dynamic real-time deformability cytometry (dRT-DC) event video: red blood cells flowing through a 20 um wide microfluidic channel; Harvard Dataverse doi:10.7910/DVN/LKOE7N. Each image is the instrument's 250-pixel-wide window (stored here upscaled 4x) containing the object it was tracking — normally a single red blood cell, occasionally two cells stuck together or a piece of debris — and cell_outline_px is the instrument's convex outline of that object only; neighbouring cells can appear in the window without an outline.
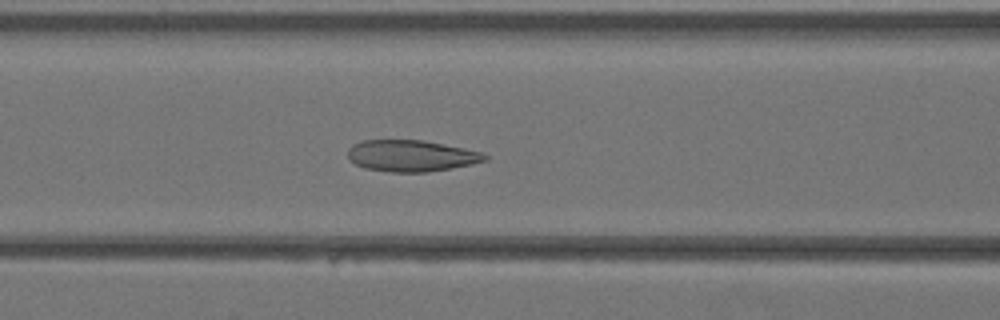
{"species": "Egyptian fruit bat (a non-hibernating species)", "species_latin": "Rousettus aegyptiacus", "temperature_condition": "warm", "stored_images_in_passage": 39, "camera_frame_rate_fps": 3000, "um_per_image_px": 0.085, "animal": {"sex": "female"}, "frame": {"image": 1, "passage_image": 16, "time_ms": 5.0, "image_size_px": [1000, 320], "cell_outline_px": [[488, 160], [472, 164], [428, 172], [388, 172], [364, 168], [356, 164], [348, 156], [348, 148], [352, 144], [364, 140], [424, 140], [464, 148], [480, 152], [488, 156]], "centroid_in_image_um": [34.95, 13.24], "position_along_channel_um": 131.7, "area_um2": 25.09}}
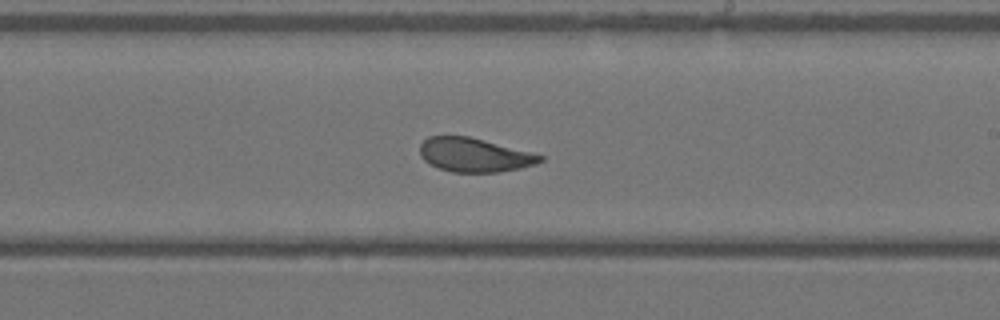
{"frame": {"image": 2, "passage_image": 23, "time_ms": 7.333, "image_size_px": [1000, 320], "cell_outline_px": [[544, 160], [536, 164], [520, 168], [496, 172], [452, 172], [440, 168], [424, 160], [420, 156], [420, 144], [428, 136], [468, 136], [532, 152], [544, 156]], "centroid_in_image_um": [40.33, 13.16], "position_along_channel_um": 248.7, "area_um2": 23.64}}
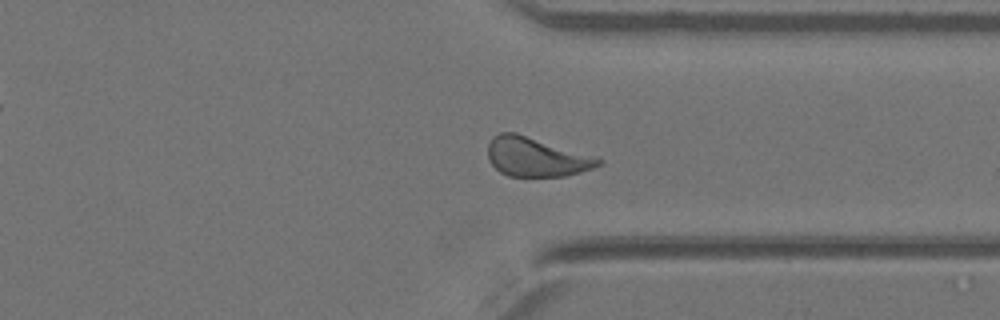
{"frame": {"image": 3, "passage_image": 30, "time_ms": 9.667, "image_size_px": [1000, 320], "cell_outline_px": [[604, 164], [580, 172], [564, 176], [508, 176], [500, 172], [492, 164], [488, 156], [488, 144], [492, 136], [500, 132], [516, 132], [600, 156], [604, 160]], "centroid_in_image_um": [45.65, 13.32], "position_along_channel_um": 365.8, "area_um2": 25.84}}